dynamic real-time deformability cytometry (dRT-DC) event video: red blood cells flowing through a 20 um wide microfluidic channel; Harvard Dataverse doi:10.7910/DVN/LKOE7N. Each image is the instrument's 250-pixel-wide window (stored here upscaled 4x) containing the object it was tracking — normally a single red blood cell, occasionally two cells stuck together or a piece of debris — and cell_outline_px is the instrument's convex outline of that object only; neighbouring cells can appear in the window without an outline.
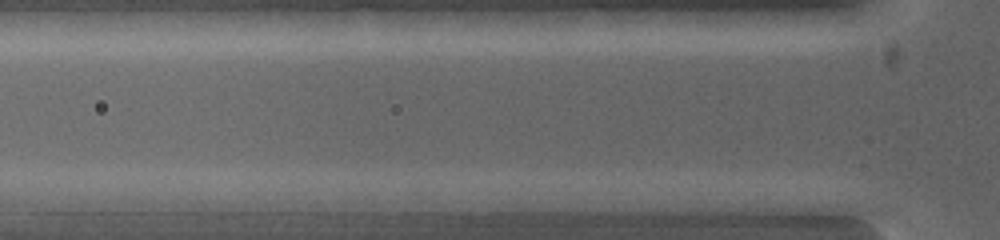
{"species": "common noctule bat (a hibernating species)", "species_latin": "Nyctalus noctula", "temperature_condition": "warm", "stored_images_in_passage": 3, "camera_frame_rate_fps": 5000, "um_per_image_px": 0.085, "animal": {"sex": "female", "body_mass_g": 19.0, "forearm_length_mm": 53.3}, "frame": {"image": 1, "passage_image": 3, "time_ms": 0.8, "image_size_px": [1000, 240], "cell_outline_px": [[600, 200], [576, 212], [508, 212], [496, 200], [548, 192], [580, 192]], "centroid_in_image_um": [46.62, 17.21], "position_along_channel_um": 79.2, "area_um2": 11.39}}